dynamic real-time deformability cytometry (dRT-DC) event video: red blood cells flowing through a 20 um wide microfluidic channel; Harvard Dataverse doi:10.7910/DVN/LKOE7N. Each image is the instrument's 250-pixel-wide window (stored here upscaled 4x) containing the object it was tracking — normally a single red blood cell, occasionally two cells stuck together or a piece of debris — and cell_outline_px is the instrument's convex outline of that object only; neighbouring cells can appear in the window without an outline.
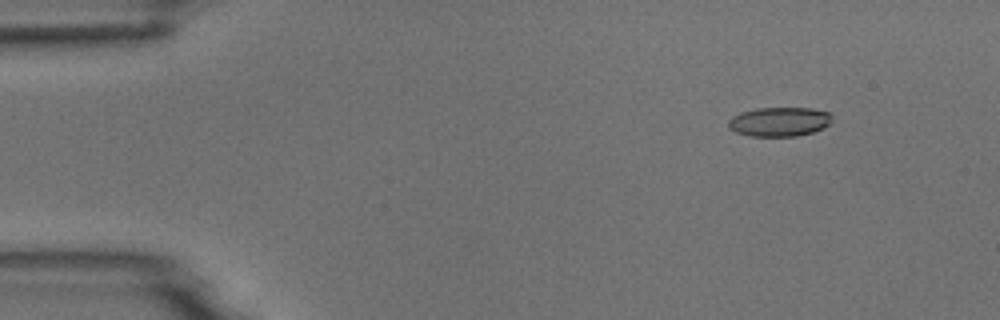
{"species": "common noctule bat (a hibernating species)", "species_latin": "Nyctalus noctula", "temperature_condition": "room temperature", "stored_images_in_passage": 5, "camera_frame_rate_fps": 3000, "um_per_image_px": 0.085, "animal": {"sex": "male", "body_mass_g": 18.8}, "frame": {"image": 1, "passage_image": 2, "time_ms": 1.333, "image_size_px": [1000, 320], "cell_outline_px": [[832, 120], [824, 128], [812, 132], [796, 136], [748, 136], [736, 132], [728, 128], [728, 120], [732, 116], [740, 112], [756, 108], [812, 108], [828, 112], [832, 116]], "centroid_in_image_um": [66.22, 10.34], "position_along_channel_um": 18.8, "area_um2": 17.8}}
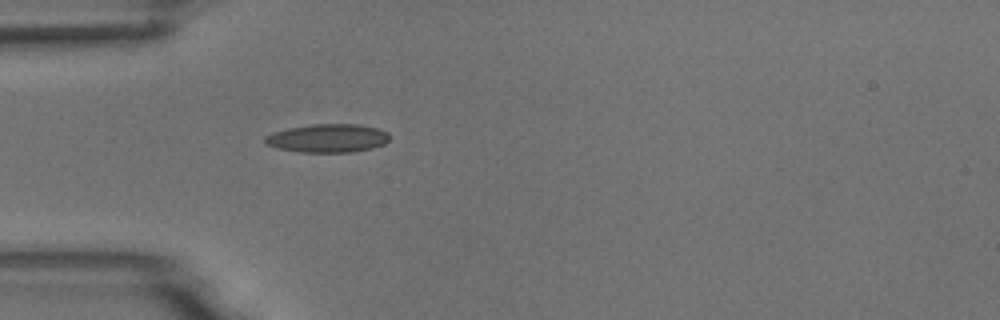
{"frame": {"image": 2, "passage_image": 5, "time_ms": 4.667, "image_size_px": [1000, 320], "cell_outline_px": [[388, 140], [384, 144], [372, 148], [352, 152], [300, 152], [280, 148], [264, 144], [264, 136], [272, 132], [288, 128], [312, 124], [356, 124], [376, 128], [388, 132]], "centroid_in_image_um": [27.83, 11.74], "position_along_channel_um": 57.2, "area_um2": 20.58}}